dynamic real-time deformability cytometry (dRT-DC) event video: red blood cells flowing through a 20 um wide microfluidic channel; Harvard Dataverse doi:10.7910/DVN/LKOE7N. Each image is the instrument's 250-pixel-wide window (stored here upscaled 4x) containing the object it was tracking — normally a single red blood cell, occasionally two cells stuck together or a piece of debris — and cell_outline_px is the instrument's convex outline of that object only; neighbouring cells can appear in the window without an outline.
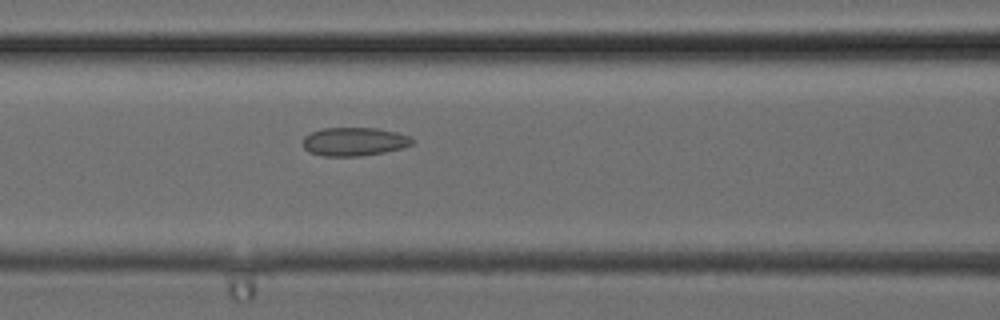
{"species": "common noctule bat (a hibernating species)", "species_latin": "Nyctalus noctula", "temperature_condition": "cold", "stored_images_in_passage": 24, "camera_frame_rate_fps": 3000, "um_per_image_px": 0.085, "animal": {"sex": "female", "body_mass_g": 24.6, "forearm_length_mm": 56.2}, "frame": {"image": 1, "passage_image": 5, "time_ms": 1.333, "image_size_px": [1000, 320], "cell_outline_px": [[412, 144], [400, 148], [384, 152], [360, 156], [324, 156], [308, 152], [304, 148], [304, 136], [312, 132], [324, 128], [376, 128], [396, 132], [408, 136], [412, 140]], "centroid_in_image_um": [30.07, 12.04], "position_along_channel_um": 136.5, "area_um2": 17.92}}
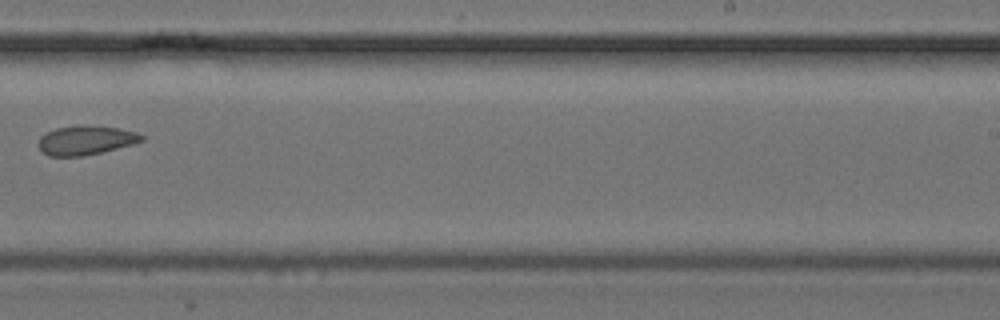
{"frame": {"image": 2, "passage_image": 12, "time_ms": 3.667, "image_size_px": [1000, 320], "cell_outline_px": [[144, 140], [132, 144], [100, 152], [80, 156], [48, 156], [40, 148], [40, 136], [56, 128], [76, 124], [80, 124], [120, 128], [136, 132], [144, 136]], "centroid_in_image_um": [7.3, 11.9], "position_along_channel_um": 281.7, "area_um2": 17.4}}
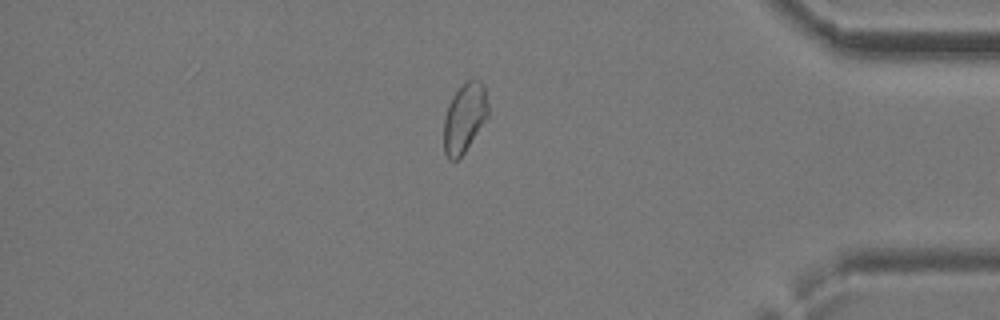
{"frame": {"image": 3, "passage_image": 19, "time_ms": 6.0, "image_size_px": [1000, 320], "cell_outline_px": [[488, 116], [464, 152], [456, 160], [448, 160], [444, 152], [444, 116], [448, 104], [452, 96], [468, 80], [480, 80], [484, 84], [488, 104]], "centroid_in_image_um": [39.47, 10.01], "position_along_channel_um": 395.7, "area_um2": 17.74}}